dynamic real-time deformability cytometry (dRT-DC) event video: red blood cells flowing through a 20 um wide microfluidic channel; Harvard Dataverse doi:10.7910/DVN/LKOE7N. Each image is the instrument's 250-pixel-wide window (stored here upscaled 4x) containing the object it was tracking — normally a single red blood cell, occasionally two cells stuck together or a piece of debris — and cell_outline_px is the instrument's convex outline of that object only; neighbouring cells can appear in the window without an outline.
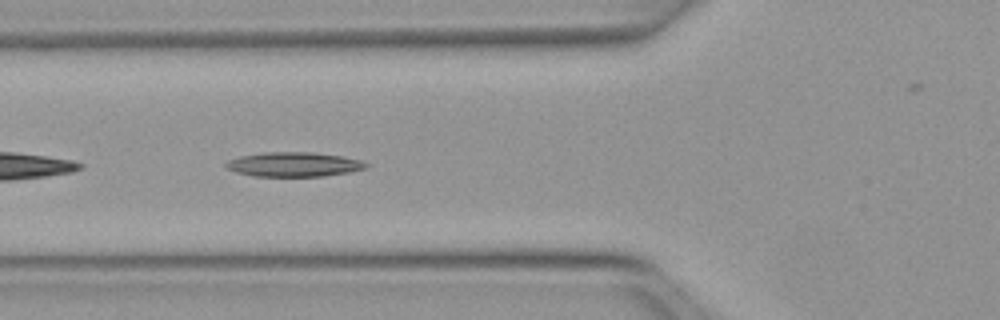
{"species": "Egyptian fruit bat (a non-hibernating species)", "species_latin": "Rousettus aegyptiacus", "temperature_condition": "warm", "stored_images_in_passage": 29, "camera_frame_rate_fps": 3000, "um_per_image_px": 0.085, "animal": {"sex": "female"}, "frame": {"image": 1, "passage_image": 5, "time_ms": 1.333, "image_size_px": [1000, 320], "cell_outline_px": [[368, 168], [352, 172], [324, 176], [252, 176], [236, 172], [224, 168], [224, 164], [228, 160], [240, 156], [264, 152], [312, 152], [344, 156], [360, 160], [368, 164]], "centroid_in_image_um": [24.98, 13.97], "position_along_channel_um": 100.8, "area_um2": 20.23}}
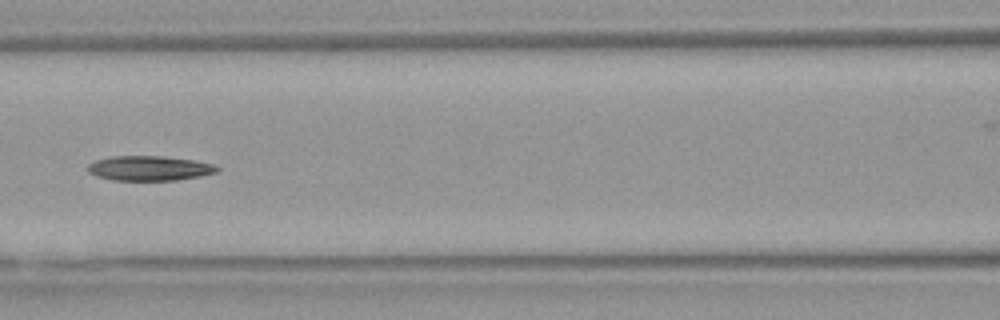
{"frame": {"image": 2, "passage_image": 9, "time_ms": 2.667, "image_size_px": [1000, 320], "cell_outline_px": [[220, 168], [216, 172], [200, 176], [176, 180], [112, 180], [96, 176], [88, 172], [84, 168], [88, 164], [96, 160], [112, 156], [164, 156], [192, 160], [216, 164]], "centroid_in_image_um": [12.67, 14.3], "position_along_channel_um": 153.9, "area_um2": 18.79}}
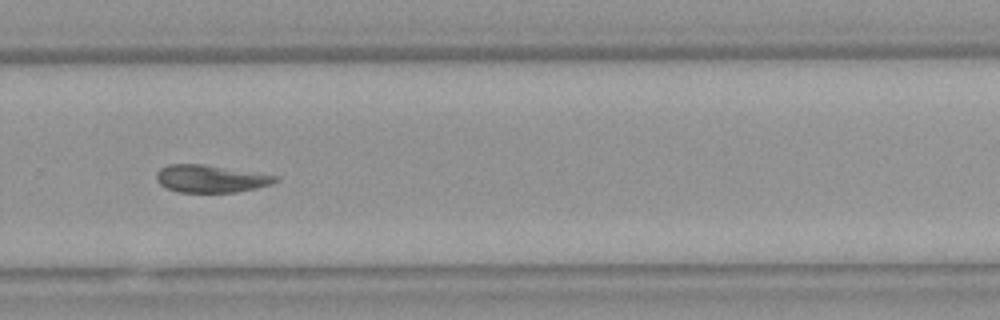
{"frame": {"image": 3, "passage_image": 21, "time_ms": 6.667, "image_size_px": [1000, 320], "cell_outline_px": [[280, 180], [272, 184], [256, 188], [236, 192], [176, 192], [160, 184], [156, 180], [156, 172], [160, 168], [168, 164], [204, 164], [280, 176]], "centroid_in_image_um": [17.92, 15.18], "position_along_channel_um": 311.9, "area_um2": 19.19}, "authors_computed_cell_mechanics": {"area_um2": 18.9006, "velocity_mm_per_s": 3.9672, "shape_relaxation_time_tau1_ms": 8.3668, "shape_relaxation_time_tau2_ms": 10.8059, "deformation_change_tau1": 0.1715, "deformation_change_tau2": 0.1895}}